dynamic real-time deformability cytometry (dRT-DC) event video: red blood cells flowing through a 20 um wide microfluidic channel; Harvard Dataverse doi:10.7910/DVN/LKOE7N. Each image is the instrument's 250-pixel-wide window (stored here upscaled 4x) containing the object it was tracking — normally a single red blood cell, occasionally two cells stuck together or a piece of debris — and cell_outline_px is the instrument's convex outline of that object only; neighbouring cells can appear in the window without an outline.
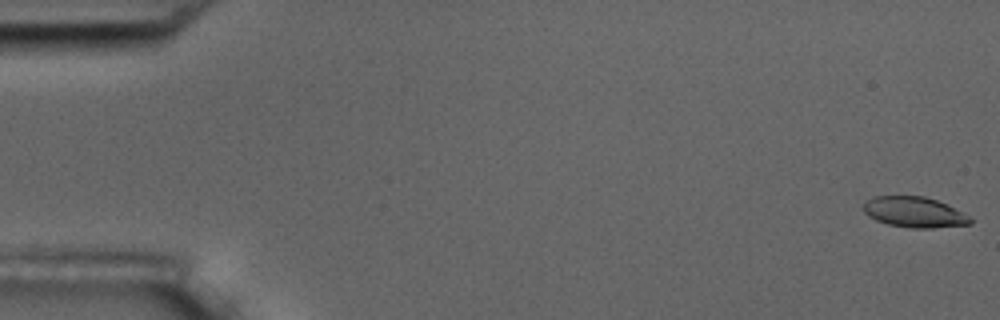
{"species": "common noctule bat (a hibernating species)", "species_latin": "Nyctalus noctula", "temperature_condition": "room temperature", "stored_images_in_passage": 57, "camera_frame_rate_fps": 3000, "um_per_image_px": 0.085, "animal": {"sex": "male", "body_mass_g": 17.5, "forearm_length_mm": 52.3}, "frame": {"image": 1, "passage_image": 1, "time_ms": 0.0, "image_size_px": [1000, 320], "cell_outline_px": [[972, 224], [932, 228], [912, 228], [888, 224], [876, 220], [868, 216], [864, 212], [864, 204], [872, 196], [924, 196], [936, 200], [968, 216], [972, 220]], "centroid_in_image_um": [77.68, 18.04], "position_along_channel_um": 7.3, "area_um2": 18.73}}
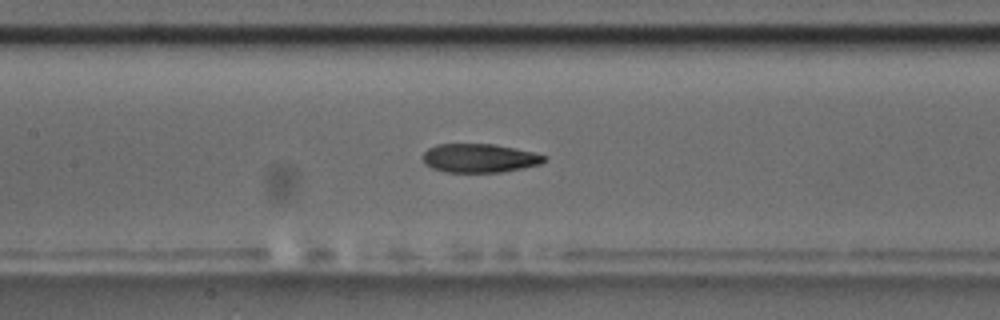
{"frame": {"image": 2, "passage_image": 27, "time_ms": 8.667, "image_size_px": [1000, 320], "cell_outline_px": [[548, 156], [540, 164], [500, 172], [444, 172], [432, 168], [424, 164], [420, 156], [428, 148], [436, 144], [492, 144], [532, 152]], "centroid_in_image_um": [40.67, 13.44], "position_along_channel_um": 166.7, "area_um2": 20.29}}
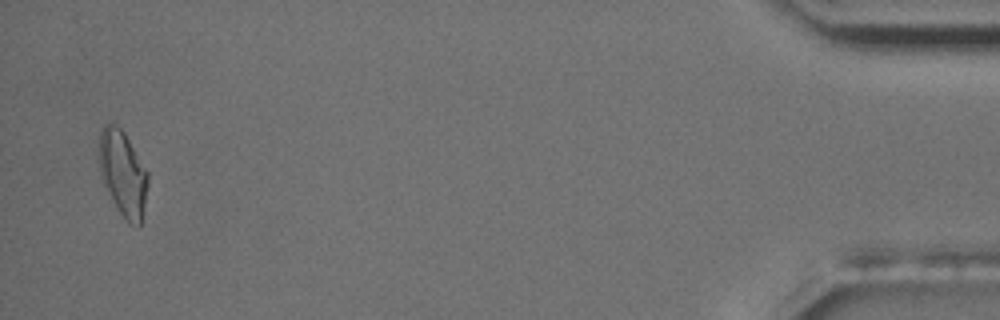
{"frame": {"image": 3, "passage_image": 56, "time_ms": 18.333, "image_size_px": [1000, 320], "cell_outline_px": [[148, 184], [140, 228], [128, 224], [112, 200], [100, 176], [100, 132], [104, 124], [112, 124], [120, 128], [124, 132], [148, 172]], "centroid_in_image_um": [10.46, 14.78], "position_along_channel_um": 424.7, "area_um2": 24.04}, "authors_computed_cell_mechanics": {"area_um2": 20.9814, "velocity_mm_per_s": 3.5495, "shape_relaxation_time_tau1_ms": 8.7442, "shape_relaxation_time_tau2_ms": 2.983, "deformation_change_tau1": 0.1965, "deformation_change_tau2": 0.1031}}